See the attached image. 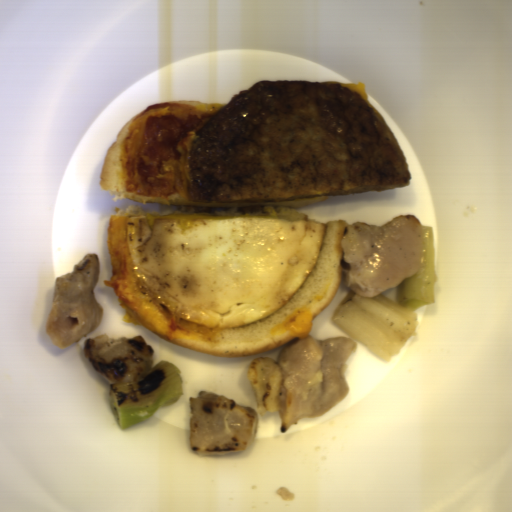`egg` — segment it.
Returning <instances> with one entry per match:
<instances>
[{"instance_id": "egg-1", "label": "egg", "mask_w": 512, "mask_h": 512, "mask_svg": "<svg viewBox=\"0 0 512 512\" xmlns=\"http://www.w3.org/2000/svg\"><path fill=\"white\" fill-rule=\"evenodd\" d=\"M325 225L255 214L137 216L124 230L130 268L157 305L188 322L252 325L307 277Z\"/></svg>"}]
</instances>
